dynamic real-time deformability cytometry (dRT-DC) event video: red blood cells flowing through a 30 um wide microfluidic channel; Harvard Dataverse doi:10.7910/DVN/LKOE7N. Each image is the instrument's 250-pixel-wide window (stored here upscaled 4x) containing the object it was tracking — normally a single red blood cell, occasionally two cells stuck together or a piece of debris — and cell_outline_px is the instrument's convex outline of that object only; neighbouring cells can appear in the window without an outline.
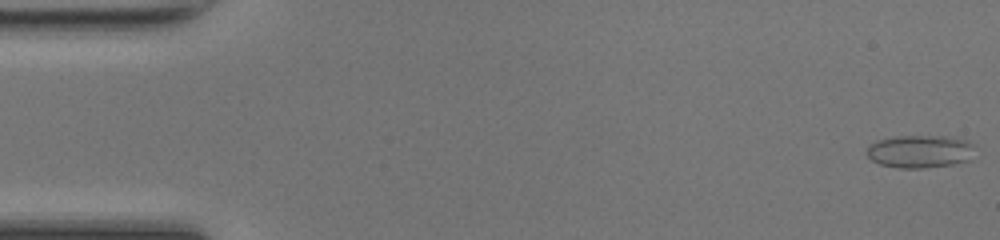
{"species": "common noctule bat (a hibernating species)", "species_latin": "Nyctalus noctula", "temperature_condition": "room temperature", "stored_images_in_passage": 48, "camera_frame_rate_fps": 3000, "um_per_image_px": 0.085, "animal": {"sex": "female", "body_mass_g": 17.0, "forearm_length_mm": 48.0}, "frame": {"image": 1, "passage_image": 1, "time_ms": 0.0, "image_size_px": [1000, 240], "cell_outline_px": [[976, 144], [972, 160], [952, 164], [924, 168], [900, 168], [880, 164], [872, 160], [864, 152], [876, 140], [896, 136], [956, 136], [968, 140]], "centroid_in_image_um": [78.28, 12.86], "position_along_channel_um": 6.7, "area_um2": 21.15}}
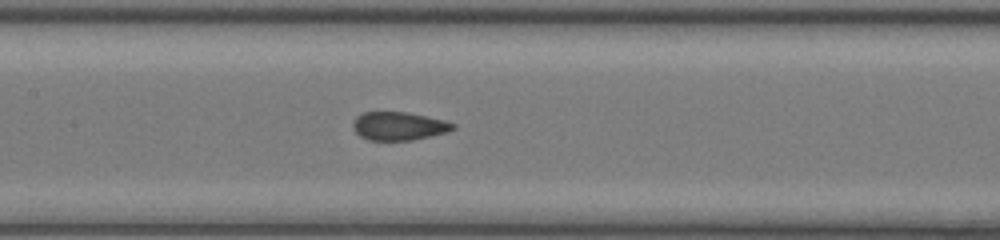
{"frame": {"image": 2, "passage_image": 23, "time_ms": 7.333, "image_size_px": [1000, 240], "cell_outline_px": [[456, 128], [448, 132], [412, 140], [368, 140], [360, 136], [352, 128], [352, 124], [356, 116], [364, 112], [404, 112], [444, 120], [456, 124]], "centroid_in_image_um": [33.89, 10.72], "position_along_channel_um": 173.5, "area_um2": 16.47}}
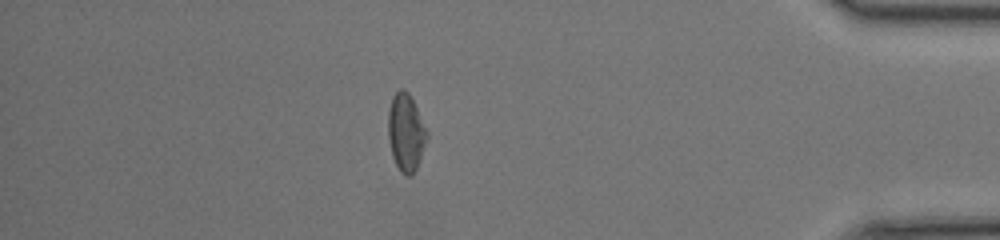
{"frame": {"image": 3, "passage_image": 42, "time_ms": 13.667, "image_size_px": [1000, 240], "cell_outline_px": [[428, 136], [420, 160], [412, 176], [408, 176], [400, 172], [392, 156], [388, 136], [388, 112], [392, 96], [400, 88], [404, 88], [408, 92], [428, 132]], "centroid_in_image_um": [34.49, 11.27], "position_along_channel_um": 400.7, "area_um2": 17.46}, "authors_computed_cell_mechanics": {"area_um2": 17.4556, "velocity_mm_per_s": 4.2931, "shape_relaxation_time_tau1_ms": null, "shape_relaxation_time_tau2_ms": 1.0112, "deformation_change_tau1": null, "deformation_change_tau2": 0.0641}}